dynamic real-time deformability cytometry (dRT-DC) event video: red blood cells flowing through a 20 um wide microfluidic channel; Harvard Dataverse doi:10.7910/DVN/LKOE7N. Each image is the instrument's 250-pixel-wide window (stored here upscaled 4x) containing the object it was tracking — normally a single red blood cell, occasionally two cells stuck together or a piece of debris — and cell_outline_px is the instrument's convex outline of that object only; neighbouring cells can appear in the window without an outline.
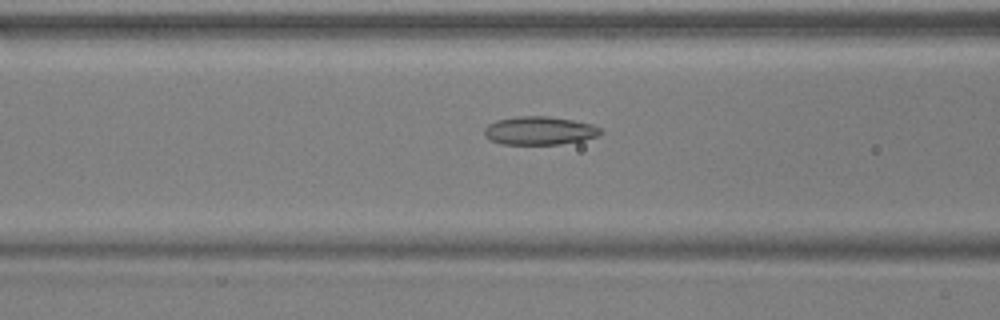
{"species": "common noctule bat (a hibernating species)", "species_latin": "Nyctalus noctula", "temperature_condition": "warm", "stored_images_in_passage": 54, "camera_frame_rate_fps": 3000, "um_per_image_px": 0.085, "animal": {"sex": "male", "body_mass_g": 17.9, "forearm_length_mm": 54.2}, "frame": {"image": 1, "passage_image": 22, "time_ms": 7.0, "image_size_px": [1000, 320], "cell_outline_px": [[604, 132], [596, 136], [584, 140], [560, 144], [500, 144], [488, 140], [484, 136], [484, 128], [488, 124], [496, 120], [516, 116], [548, 116], [572, 120], [592, 124], [600, 128]], "centroid_in_image_um": [45.82, 11.1], "position_along_channel_um": 120.8, "area_um2": 19.36}}
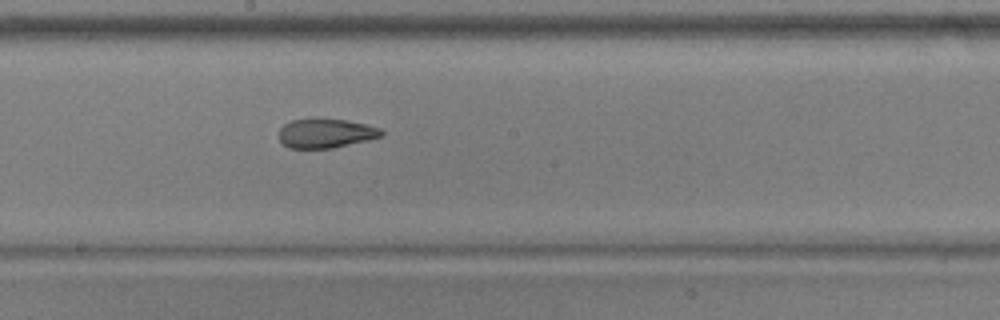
{"frame": {"image": 2, "passage_image": 30, "time_ms": 9.667, "image_size_px": [1000, 320], "cell_outline_px": [[384, 136], [368, 140], [332, 148], [288, 148], [280, 140], [280, 128], [284, 124], [292, 120], [316, 116], [348, 120], [380, 128], [384, 132]], "centroid_in_image_um": [27.69, 11.29], "position_along_channel_um": 220.5, "area_um2": 17.92}}
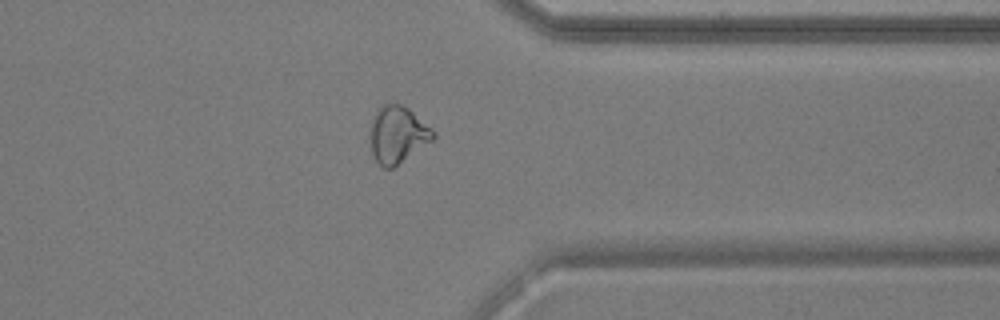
{"frame": {"image": 3, "passage_image": 43, "time_ms": 14.0, "image_size_px": [1000, 320], "cell_outline_px": [[436, 136], [432, 140], [392, 168], [384, 168], [372, 156], [368, 136], [368, 128], [376, 108], [384, 104], [400, 104], [408, 108], [432, 128], [436, 132]], "centroid_in_image_um": [33.73, 11.42], "position_along_channel_um": 377.7, "area_um2": 21.15}, "authors_computed_cell_mechanics": {"area_um2": 20.6057, "velocity_mm_per_s": 3.7387, "shape_relaxation_time_tau1_ms": 6.208, "shape_relaxation_time_tau2_ms": 1.7994, "deformation_change_tau1": 0.1498, "deformation_change_tau2": 0.0835}}